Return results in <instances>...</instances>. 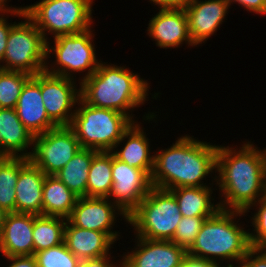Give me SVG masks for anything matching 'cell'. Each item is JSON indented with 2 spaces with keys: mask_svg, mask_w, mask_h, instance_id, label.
I'll list each match as a JSON object with an SVG mask.
<instances>
[{
  "mask_svg": "<svg viewBox=\"0 0 266 267\" xmlns=\"http://www.w3.org/2000/svg\"><path fill=\"white\" fill-rule=\"evenodd\" d=\"M98 151L81 148L56 176L77 197H87V180L91 161Z\"/></svg>",
  "mask_w": 266,
  "mask_h": 267,
  "instance_id": "cell-25",
  "label": "cell"
},
{
  "mask_svg": "<svg viewBox=\"0 0 266 267\" xmlns=\"http://www.w3.org/2000/svg\"><path fill=\"white\" fill-rule=\"evenodd\" d=\"M20 172V157L0 156V207L16 212L15 187Z\"/></svg>",
  "mask_w": 266,
  "mask_h": 267,
  "instance_id": "cell-28",
  "label": "cell"
},
{
  "mask_svg": "<svg viewBox=\"0 0 266 267\" xmlns=\"http://www.w3.org/2000/svg\"><path fill=\"white\" fill-rule=\"evenodd\" d=\"M217 149L218 145L200 141L189 134L180 136L167 149L154 153L152 186L171 190L216 185V176H211L212 183L207 184L203 180L206 181L210 174H216Z\"/></svg>",
  "mask_w": 266,
  "mask_h": 267,
  "instance_id": "cell-2",
  "label": "cell"
},
{
  "mask_svg": "<svg viewBox=\"0 0 266 267\" xmlns=\"http://www.w3.org/2000/svg\"><path fill=\"white\" fill-rule=\"evenodd\" d=\"M150 86L126 66L101 61L97 70L80 83V97L88 105L116 110L137 122L132 111L149 100Z\"/></svg>",
  "mask_w": 266,
  "mask_h": 267,
  "instance_id": "cell-3",
  "label": "cell"
},
{
  "mask_svg": "<svg viewBox=\"0 0 266 267\" xmlns=\"http://www.w3.org/2000/svg\"><path fill=\"white\" fill-rule=\"evenodd\" d=\"M181 267H227L221 264H215L207 260L198 259L187 255L182 263Z\"/></svg>",
  "mask_w": 266,
  "mask_h": 267,
  "instance_id": "cell-39",
  "label": "cell"
},
{
  "mask_svg": "<svg viewBox=\"0 0 266 267\" xmlns=\"http://www.w3.org/2000/svg\"><path fill=\"white\" fill-rule=\"evenodd\" d=\"M8 262L7 267H38L34 255L4 257Z\"/></svg>",
  "mask_w": 266,
  "mask_h": 267,
  "instance_id": "cell-37",
  "label": "cell"
},
{
  "mask_svg": "<svg viewBox=\"0 0 266 267\" xmlns=\"http://www.w3.org/2000/svg\"><path fill=\"white\" fill-rule=\"evenodd\" d=\"M31 77L22 71L0 69V108L15 109L24 84Z\"/></svg>",
  "mask_w": 266,
  "mask_h": 267,
  "instance_id": "cell-29",
  "label": "cell"
},
{
  "mask_svg": "<svg viewBox=\"0 0 266 267\" xmlns=\"http://www.w3.org/2000/svg\"><path fill=\"white\" fill-rule=\"evenodd\" d=\"M141 124L138 121L133 122L111 152L120 161L129 166L142 169L151 177L155 155L154 152L153 154L151 153L149 138ZM119 146L122 148H118Z\"/></svg>",
  "mask_w": 266,
  "mask_h": 267,
  "instance_id": "cell-19",
  "label": "cell"
},
{
  "mask_svg": "<svg viewBox=\"0 0 266 267\" xmlns=\"http://www.w3.org/2000/svg\"><path fill=\"white\" fill-rule=\"evenodd\" d=\"M236 267H266V248L251 247Z\"/></svg>",
  "mask_w": 266,
  "mask_h": 267,
  "instance_id": "cell-34",
  "label": "cell"
},
{
  "mask_svg": "<svg viewBox=\"0 0 266 267\" xmlns=\"http://www.w3.org/2000/svg\"><path fill=\"white\" fill-rule=\"evenodd\" d=\"M24 15L25 13H0V62L3 60L4 57L10 29L16 24V21L14 23L8 22L9 16H18L22 19Z\"/></svg>",
  "mask_w": 266,
  "mask_h": 267,
  "instance_id": "cell-33",
  "label": "cell"
},
{
  "mask_svg": "<svg viewBox=\"0 0 266 267\" xmlns=\"http://www.w3.org/2000/svg\"><path fill=\"white\" fill-rule=\"evenodd\" d=\"M214 190L213 186H203L177 187L169 191L175 196L182 217H212L221 209L219 201L214 204Z\"/></svg>",
  "mask_w": 266,
  "mask_h": 267,
  "instance_id": "cell-23",
  "label": "cell"
},
{
  "mask_svg": "<svg viewBox=\"0 0 266 267\" xmlns=\"http://www.w3.org/2000/svg\"><path fill=\"white\" fill-rule=\"evenodd\" d=\"M66 221L63 217L34 215V254L64 242Z\"/></svg>",
  "mask_w": 266,
  "mask_h": 267,
  "instance_id": "cell-27",
  "label": "cell"
},
{
  "mask_svg": "<svg viewBox=\"0 0 266 267\" xmlns=\"http://www.w3.org/2000/svg\"><path fill=\"white\" fill-rule=\"evenodd\" d=\"M8 34L0 69L22 71L31 76L45 71L47 42L35 24L24 15Z\"/></svg>",
  "mask_w": 266,
  "mask_h": 267,
  "instance_id": "cell-9",
  "label": "cell"
},
{
  "mask_svg": "<svg viewBox=\"0 0 266 267\" xmlns=\"http://www.w3.org/2000/svg\"><path fill=\"white\" fill-rule=\"evenodd\" d=\"M6 215H7V212L3 208L0 207V233L4 225Z\"/></svg>",
  "mask_w": 266,
  "mask_h": 267,
  "instance_id": "cell-41",
  "label": "cell"
},
{
  "mask_svg": "<svg viewBox=\"0 0 266 267\" xmlns=\"http://www.w3.org/2000/svg\"><path fill=\"white\" fill-rule=\"evenodd\" d=\"M78 197L56 176L46 175L43 185L42 215L67 219Z\"/></svg>",
  "mask_w": 266,
  "mask_h": 267,
  "instance_id": "cell-24",
  "label": "cell"
},
{
  "mask_svg": "<svg viewBox=\"0 0 266 267\" xmlns=\"http://www.w3.org/2000/svg\"><path fill=\"white\" fill-rule=\"evenodd\" d=\"M116 259L111 255L102 256L98 258L85 259L81 261L80 267H122V259L119 262H113ZM120 263V264H117Z\"/></svg>",
  "mask_w": 266,
  "mask_h": 267,
  "instance_id": "cell-36",
  "label": "cell"
},
{
  "mask_svg": "<svg viewBox=\"0 0 266 267\" xmlns=\"http://www.w3.org/2000/svg\"><path fill=\"white\" fill-rule=\"evenodd\" d=\"M34 138L33 133L20 121L15 109L0 108V156L29 158Z\"/></svg>",
  "mask_w": 266,
  "mask_h": 267,
  "instance_id": "cell-21",
  "label": "cell"
},
{
  "mask_svg": "<svg viewBox=\"0 0 266 267\" xmlns=\"http://www.w3.org/2000/svg\"><path fill=\"white\" fill-rule=\"evenodd\" d=\"M245 214L242 211L220 209L203 222L195 241L187 250V255L215 264H223L226 261L227 267H236L234 261L239 265L251 248V229L246 230L244 224L241 225L239 221L243 216H249Z\"/></svg>",
  "mask_w": 266,
  "mask_h": 267,
  "instance_id": "cell-4",
  "label": "cell"
},
{
  "mask_svg": "<svg viewBox=\"0 0 266 267\" xmlns=\"http://www.w3.org/2000/svg\"><path fill=\"white\" fill-rule=\"evenodd\" d=\"M134 240L136 247L120 255L122 267H181L187 256V250L171 240Z\"/></svg>",
  "mask_w": 266,
  "mask_h": 267,
  "instance_id": "cell-14",
  "label": "cell"
},
{
  "mask_svg": "<svg viewBox=\"0 0 266 267\" xmlns=\"http://www.w3.org/2000/svg\"><path fill=\"white\" fill-rule=\"evenodd\" d=\"M112 189L108 199L129 215L153 187L142 169L129 166L112 153Z\"/></svg>",
  "mask_w": 266,
  "mask_h": 267,
  "instance_id": "cell-12",
  "label": "cell"
},
{
  "mask_svg": "<svg viewBox=\"0 0 266 267\" xmlns=\"http://www.w3.org/2000/svg\"><path fill=\"white\" fill-rule=\"evenodd\" d=\"M17 116L34 136L57 126L49 119L41 95V73L33 75L22 89L15 107Z\"/></svg>",
  "mask_w": 266,
  "mask_h": 267,
  "instance_id": "cell-17",
  "label": "cell"
},
{
  "mask_svg": "<svg viewBox=\"0 0 266 267\" xmlns=\"http://www.w3.org/2000/svg\"><path fill=\"white\" fill-rule=\"evenodd\" d=\"M94 0H39L27 5L25 15L42 33L46 42L48 35L78 34L92 28ZM48 33V34H47Z\"/></svg>",
  "mask_w": 266,
  "mask_h": 267,
  "instance_id": "cell-5",
  "label": "cell"
},
{
  "mask_svg": "<svg viewBox=\"0 0 266 267\" xmlns=\"http://www.w3.org/2000/svg\"><path fill=\"white\" fill-rule=\"evenodd\" d=\"M77 80L41 72V95L49 119L56 126H69L80 97Z\"/></svg>",
  "mask_w": 266,
  "mask_h": 267,
  "instance_id": "cell-11",
  "label": "cell"
},
{
  "mask_svg": "<svg viewBox=\"0 0 266 267\" xmlns=\"http://www.w3.org/2000/svg\"><path fill=\"white\" fill-rule=\"evenodd\" d=\"M159 9H184L190 0H149Z\"/></svg>",
  "mask_w": 266,
  "mask_h": 267,
  "instance_id": "cell-38",
  "label": "cell"
},
{
  "mask_svg": "<svg viewBox=\"0 0 266 267\" xmlns=\"http://www.w3.org/2000/svg\"><path fill=\"white\" fill-rule=\"evenodd\" d=\"M119 216H122L128 223V215L108 198L84 196L78 197L67 220L73 226L106 233L116 243L118 239L120 240L119 234L121 233L114 231L113 226Z\"/></svg>",
  "mask_w": 266,
  "mask_h": 267,
  "instance_id": "cell-13",
  "label": "cell"
},
{
  "mask_svg": "<svg viewBox=\"0 0 266 267\" xmlns=\"http://www.w3.org/2000/svg\"><path fill=\"white\" fill-rule=\"evenodd\" d=\"M45 177L46 174L29 158L20 157V172L15 187L16 213L42 215Z\"/></svg>",
  "mask_w": 266,
  "mask_h": 267,
  "instance_id": "cell-20",
  "label": "cell"
},
{
  "mask_svg": "<svg viewBox=\"0 0 266 267\" xmlns=\"http://www.w3.org/2000/svg\"><path fill=\"white\" fill-rule=\"evenodd\" d=\"M149 20L147 35L163 49L196 46L189 34L188 17L185 9H158Z\"/></svg>",
  "mask_w": 266,
  "mask_h": 267,
  "instance_id": "cell-15",
  "label": "cell"
},
{
  "mask_svg": "<svg viewBox=\"0 0 266 267\" xmlns=\"http://www.w3.org/2000/svg\"><path fill=\"white\" fill-rule=\"evenodd\" d=\"M249 210L255 211V213H252L253 215L251 214L252 217L250 216V226L254 227L251 232L249 231L251 247L266 248V194L245 213L251 212Z\"/></svg>",
  "mask_w": 266,
  "mask_h": 267,
  "instance_id": "cell-31",
  "label": "cell"
},
{
  "mask_svg": "<svg viewBox=\"0 0 266 267\" xmlns=\"http://www.w3.org/2000/svg\"><path fill=\"white\" fill-rule=\"evenodd\" d=\"M38 267H80L77 258L63 242L57 246L41 250L34 254Z\"/></svg>",
  "mask_w": 266,
  "mask_h": 267,
  "instance_id": "cell-30",
  "label": "cell"
},
{
  "mask_svg": "<svg viewBox=\"0 0 266 267\" xmlns=\"http://www.w3.org/2000/svg\"><path fill=\"white\" fill-rule=\"evenodd\" d=\"M210 217H182L172 242L188 250L198 235L203 222Z\"/></svg>",
  "mask_w": 266,
  "mask_h": 267,
  "instance_id": "cell-32",
  "label": "cell"
},
{
  "mask_svg": "<svg viewBox=\"0 0 266 267\" xmlns=\"http://www.w3.org/2000/svg\"><path fill=\"white\" fill-rule=\"evenodd\" d=\"M231 7V4L238 3L239 6L243 7L246 11L250 13H255L259 15L266 14V0H227Z\"/></svg>",
  "mask_w": 266,
  "mask_h": 267,
  "instance_id": "cell-35",
  "label": "cell"
},
{
  "mask_svg": "<svg viewBox=\"0 0 266 267\" xmlns=\"http://www.w3.org/2000/svg\"><path fill=\"white\" fill-rule=\"evenodd\" d=\"M246 141L237 148L218 145L215 189L222 210L246 212L266 194V147Z\"/></svg>",
  "mask_w": 266,
  "mask_h": 267,
  "instance_id": "cell-1",
  "label": "cell"
},
{
  "mask_svg": "<svg viewBox=\"0 0 266 267\" xmlns=\"http://www.w3.org/2000/svg\"><path fill=\"white\" fill-rule=\"evenodd\" d=\"M33 225V214L7 213L0 233V256L34 255Z\"/></svg>",
  "mask_w": 266,
  "mask_h": 267,
  "instance_id": "cell-18",
  "label": "cell"
},
{
  "mask_svg": "<svg viewBox=\"0 0 266 267\" xmlns=\"http://www.w3.org/2000/svg\"><path fill=\"white\" fill-rule=\"evenodd\" d=\"M112 185V152H97L89 167L87 197L108 198Z\"/></svg>",
  "mask_w": 266,
  "mask_h": 267,
  "instance_id": "cell-26",
  "label": "cell"
},
{
  "mask_svg": "<svg viewBox=\"0 0 266 267\" xmlns=\"http://www.w3.org/2000/svg\"><path fill=\"white\" fill-rule=\"evenodd\" d=\"M80 149L74 131L69 126H57L35 136L29 160L46 175H55Z\"/></svg>",
  "mask_w": 266,
  "mask_h": 267,
  "instance_id": "cell-10",
  "label": "cell"
},
{
  "mask_svg": "<svg viewBox=\"0 0 266 267\" xmlns=\"http://www.w3.org/2000/svg\"><path fill=\"white\" fill-rule=\"evenodd\" d=\"M10 1V0H9ZM8 0H0V13H25L26 6L21 7H12L8 4Z\"/></svg>",
  "mask_w": 266,
  "mask_h": 267,
  "instance_id": "cell-40",
  "label": "cell"
},
{
  "mask_svg": "<svg viewBox=\"0 0 266 267\" xmlns=\"http://www.w3.org/2000/svg\"><path fill=\"white\" fill-rule=\"evenodd\" d=\"M66 247L81 261L111 255L114 241L103 232L73 226L68 220L64 230Z\"/></svg>",
  "mask_w": 266,
  "mask_h": 267,
  "instance_id": "cell-22",
  "label": "cell"
},
{
  "mask_svg": "<svg viewBox=\"0 0 266 267\" xmlns=\"http://www.w3.org/2000/svg\"><path fill=\"white\" fill-rule=\"evenodd\" d=\"M182 215L175 196L165 189L152 187L128 215L135 236L150 240H171Z\"/></svg>",
  "mask_w": 266,
  "mask_h": 267,
  "instance_id": "cell-7",
  "label": "cell"
},
{
  "mask_svg": "<svg viewBox=\"0 0 266 267\" xmlns=\"http://www.w3.org/2000/svg\"><path fill=\"white\" fill-rule=\"evenodd\" d=\"M184 9L190 38L197 47L206 43L225 22L230 5L227 0H190Z\"/></svg>",
  "mask_w": 266,
  "mask_h": 267,
  "instance_id": "cell-16",
  "label": "cell"
},
{
  "mask_svg": "<svg viewBox=\"0 0 266 267\" xmlns=\"http://www.w3.org/2000/svg\"><path fill=\"white\" fill-rule=\"evenodd\" d=\"M92 29L93 27L82 33L58 36L52 41L54 44L52 46V42H47L45 71L48 74L73 80L79 78V85L91 76L101 62V59L99 61L96 56V47L93 42L96 34ZM51 53L55 61L50 64ZM74 73H80V75L83 73L84 75L76 78Z\"/></svg>",
  "mask_w": 266,
  "mask_h": 267,
  "instance_id": "cell-8",
  "label": "cell"
},
{
  "mask_svg": "<svg viewBox=\"0 0 266 267\" xmlns=\"http://www.w3.org/2000/svg\"><path fill=\"white\" fill-rule=\"evenodd\" d=\"M69 127L74 131L81 148L112 151L133 121L116 110L98 108L78 100Z\"/></svg>",
  "mask_w": 266,
  "mask_h": 267,
  "instance_id": "cell-6",
  "label": "cell"
}]
</instances>
